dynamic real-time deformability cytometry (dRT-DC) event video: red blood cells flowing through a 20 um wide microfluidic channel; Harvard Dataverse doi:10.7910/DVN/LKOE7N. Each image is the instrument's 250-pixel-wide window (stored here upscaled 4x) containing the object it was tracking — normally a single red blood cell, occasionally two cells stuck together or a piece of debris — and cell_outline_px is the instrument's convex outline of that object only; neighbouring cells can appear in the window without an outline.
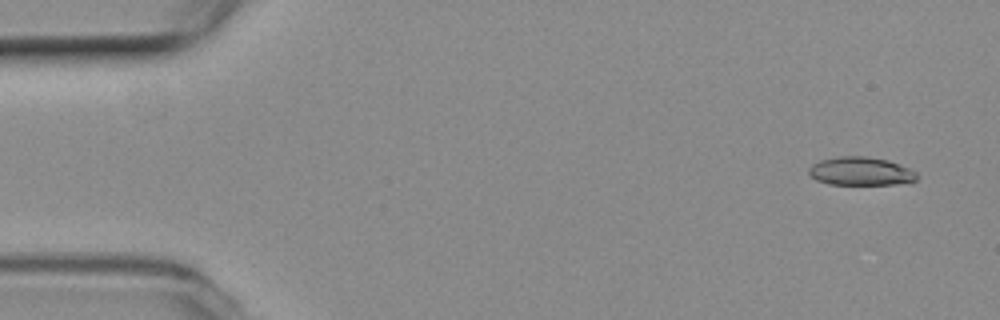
{"species": "common noctule bat (a hibernating species)", "species_latin": "Nyctalus noctula", "temperature_condition": "room temperature", "stored_images_in_passage": 54, "camera_frame_rate_fps": 3000, "um_per_image_px": 0.085, "animal": {"sex": "female", "body_mass_g": 19.3, "forearm_length_mm": 54.1}, "frame": {"image": 1, "passage_image": 3, "time_ms": 0.667, "image_size_px": [1000, 320], "cell_outline_px": [[916, 180], [896, 184], [828, 184], [816, 180], [808, 172], [808, 168], [812, 164], [820, 160], [840, 156], [864, 156], [888, 160], [908, 168], [916, 172]], "centroid_in_image_um": [73.12, 14.55], "position_along_channel_um": 11.9, "area_um2": 17.69}}
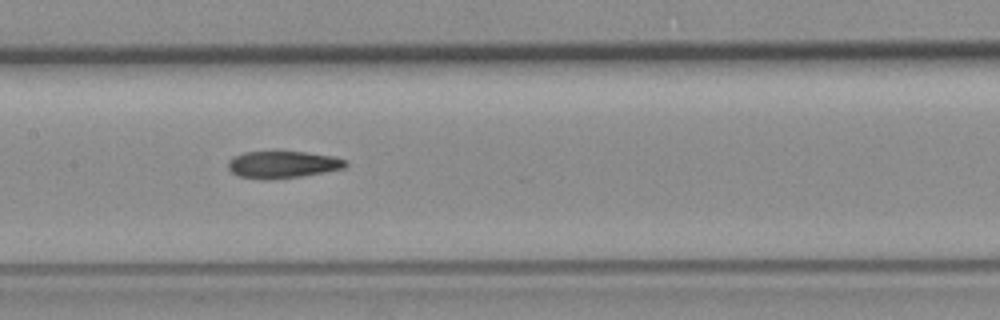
{"frame": {"image": 2, "passage_image": 26, "time_ms": 8.333, "image_size_px": [1000, 320], "cell_outline_px": [[348, 164], [344, 168], [324, 172], [300, 176], [264, 180], [240, 176], [232, 172], [228, 168], [228, 160], [232, 156], [244, 152], [304, 152], [332, 156], [344, 160]], "centroid_in_image_um": [23.99, 13.99], "position_along_channel_um": 183.4, "area_um2": 18.32}}
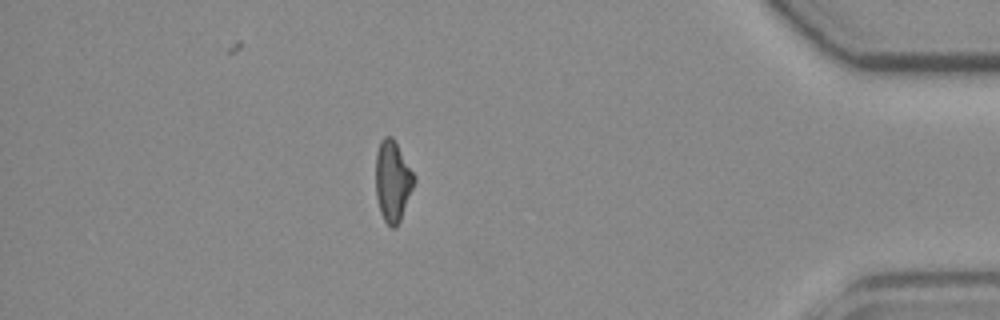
{"frame": {"image": 3, "passage_image": 47, "time_ms": 15.333, "image_size_px": [1000, 320], "cell_outline_px": [[416, 180], [400, 220], [396, 228], [392, 228], [384, 220], [380, 212], [376, 196], [376, 152], [380, 140], [384, 136], [392, 136], [416, 176]], "centroid_in_image_um": [33.37, 15.37], "position_along_channel_um": 401.8, "area_um2": 18.15}, "authors_computed_cell_mechanics": {"area_um2": 18.6405, "velocity_mm_per_s": 3.7964, "shape_relaxation_time_tau1_ms": null, "shape_relaxation_time_tau2_ms": 4.5841, "deformation_change_tau1": null, "deformation_change_tau2": 0.133}}